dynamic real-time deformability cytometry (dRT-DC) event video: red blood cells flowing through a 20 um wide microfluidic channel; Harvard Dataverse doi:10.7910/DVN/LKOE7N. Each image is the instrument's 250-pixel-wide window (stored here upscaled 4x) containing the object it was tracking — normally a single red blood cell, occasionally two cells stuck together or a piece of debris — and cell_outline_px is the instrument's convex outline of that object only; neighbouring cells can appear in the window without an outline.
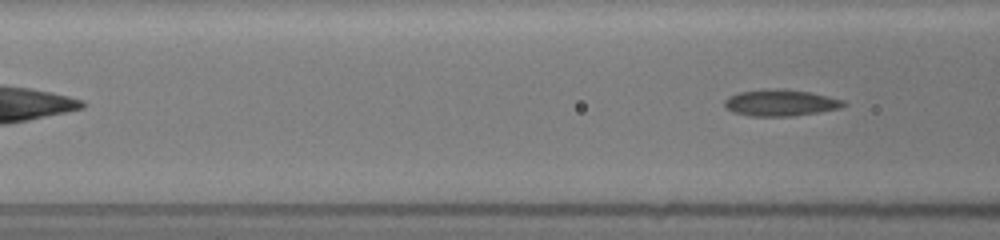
{"species": "common noctule bat (a hibernating species)", "species_latin": "Nyctalus noctula", "temperature_condition": "room temperature", "stored_images_in_passage": 8, "camera_frame_rate_fps": 3000, "um_per_image_px": 0.085, "animal": {"sex": "female", "body_mass_g": 19.5, "forearm_length_mm": 54.1}, "frame": {"image": 1, "passage_image": 8, "time_ms": 5.333, "image_size_px": [1000, 240], "cell_outline_px": [[848, 104], [840, 108], [820, 112], [792, 116], [748, 116], [732, 112], [724, 104], [724, 100], [728, 96], [740, 92], [768, 88], [780, 88], [808, 92], [828, 96], [844, 100]], "centroid_in_image_um": [66.34, 8.73], "position_along_channel_um": 100.3, "area_um2": 18.5}}